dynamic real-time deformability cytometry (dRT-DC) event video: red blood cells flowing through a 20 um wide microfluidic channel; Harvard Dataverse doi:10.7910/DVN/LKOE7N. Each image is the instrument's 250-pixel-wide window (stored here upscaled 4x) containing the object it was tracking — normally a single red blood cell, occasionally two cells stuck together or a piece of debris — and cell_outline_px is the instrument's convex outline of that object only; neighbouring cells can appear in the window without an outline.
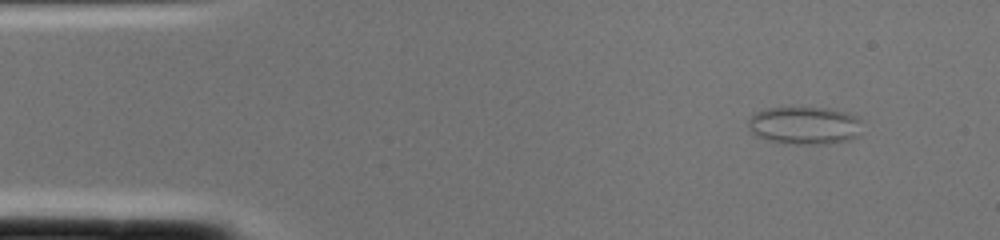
{"species": "common noctule bat (a hibernating species)", "species_latin": "Nyctalus noctula", "temperature_condition": "cold", "stored_images_in_passage": 1, "camera_frame_rate_fps": 3000, "um_per_image_px": 0.085, "animal": {"sex": "female", "body_mass_g": 22.0, "forearm_length_mm": 56.7}, "frame": {"image": 1, "passage_image": 1, "time_ms": 0.0, "image_size_px": [1000, 240], "cell_outline_px": [[860, 120], [856, 136], [848, 140], [824, 144], [784, 144], [768, 140], [756, 136], [752, 132], [748, 124], [748, 120], [756, 112], [768, 108], [828, 108], [848, 112], [856, 116]], "centroid_in_image_um": [68.35, 10.67], "position_along_channel_um": 16.6, "area_um2": 24.91}}